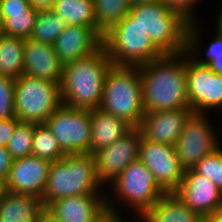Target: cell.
Returning <instances> with one entry per match:
<instances>
[{
	"mask_svg": "<svg viewBox=\"0 0 222 222\" xmlns=\"http://www.w3.org/2000/svg\"><path fill=\"white\" fill-rule=\"evenodd\" d=\"M145 113L190 109L187 96V53L164 54L138 66Z\"/></svg>",
	"mask_w": 222,
	"mask_h": 222,
	"instance_id": "1",
	"label": "cell"
},
{
	"mask_svg": "<svg viewBox=\"0 0 222 222\" xmlns=\"http://www.w3.org/2000/svg\"><path fill=\"white\" fill-rule=\"evenodd\" d=\"M112 66L103 46L86 58L63 65L60 82L63 105L85 110L99 108L104 81Z\"/></svg>",
	"mask_w": 222,
	"mask_h": 222,
	"instance_id": "2",
	"label": "cell"
},
{
	"mask_svg": "<svg viewBox=\"0 0 222 222\" xmlns=\"http://www.w3.org/2000/svg\"><path fill=\"white\" fill-rule=\"evenodd\" d=\"M104 189L97 176L93 155H65L51 162L42 203L47 208L53 201L64 197L106 194Z\"/></svg>",
	"mask_w": 222,
	"mask_h": 222,
	"instance_id": "3",
	"label": "cell"
},
{
	"mask_svg": "<svg viewBox=\"0 0 222 222\" xmlns=\"http://www.w3.org/2000/svg\"><path fill=\"white\" fill-rule=\"evenodd\" d=\"M107 189L111 194L106 191L107 210L120 214L121 208H127L125 210L138 217L137 221L166 194L140 160L130 163Z\"/></svg>",
	"mask_w": 222,
	"mask_h": 222,
	"instance_id": "4",
	"label": "cell"
},
{
	"mask_svg": "<svg viewBox=\"0 0 222 222\" xmlns=\"http://www.w3.org/2000/svg\"><path fill=\"white\" fill-rule=\"evenodd\" d=\"M99 109L138 127L145 111L139 67L112 66L103 87Z\"/></svg>",
	"mask_w": 222,
	"mask_h": 222,
	"instance_id": "5",
	"label": "cell"
},
{
	"mask_svg": "<svg viewBox=\"0 0 222 222\" xmlns=\"http://www.w3.org/2000/svg\"><path fill=\"white\" fill-rule=\"evenodd\" d=\"M129 14L163 54L186 51L189 21L179 12L169 9L161 0L131 6Z\"/></svg>",
	"mask_w": 222,
	"mask_h": 222,
	"instance_id": "6",
	"label": "cell"
},
{
	"mask_svg": "<svg viewBox=\"0 0 222 222\" xmlns=\"http://www.w3.org/2000/svg\"><path fill=\"white\" fill-rule=\"evenodd\" d=\"M102 41L113 66L138 67L164 55L129 13L104 33Z\"/></svg>",
	"mask_w": 222,
	"mask_h": 222,
	"instance_id": "7",
	"label": "cell"
},
{
	"mask_svg": "<svg viewBox=\"0 0 222 222\" xmlns=\"http://www.w3.org/2000/svg\"><path fill=\"white\" fill-rule=\"evenodd\" d=\"M62 105L60 83L27 75L15 80L14 113L20 122L45 124Z\"/></svg>",
	"mask_w": 222,
	"mask_h": 222,
	"instance_id": "8",
	"label": "cell"
},
{
	"mask_svg": "<svg viewBox=\"0 0 222 222\" xmlns=\"http://www.w3.org/2000/svg\"><path fill=\"white\" fill-rule=\"evenodd\" d=\"M45 124L65 155L90 154V110L62 105L48 117Z\"/></svg>",
	"mask_w": 222,
	"mask_h": 222,
	"instance_id": "9",
	"label": "cell"
},
{
	"mask_svg": "<svg viewBox=\"0 0 222 222\" xmlns=\"http://www.w3.org/2000/svg\"><path fill=\"white\" fill-rule=\"evenodd\" d=\"M209 117L204 113H192L174 145L180 165L185 171L192 169L198 161L222 146Z\"/></svg>",
	"mask_w": 222,
	"mask_h": 222,
	"instance_id": "10",
	"label": "cell"
},
{
	"mask_svg": "<svg viewBox=\"0 0 222 222\" xmlns=\"http://www.w3.org/2000/svg\"><path fill=\"white\" fill-rule=\"evenodd\" d=\"M186 81L193 113L209 115L210 110L222 111V74L215 73L207 65L196 64L187 55Z\"/></svg>",
	"mask_w": 222,
	"mask_h": 222,
	"instance_id": "11",
	"label": "cell"
},
{
	"mask_svg": "<svg viewBox=\"0 0 222 222\" xmlns=\"http://www.w3.org/2000/svg\"><path fill=\"white\" fill-rule=\"evenodd\" d=\"M142 134L133 127L127 134L111 145L95 152L97 176L106 188L132 162L139 160Z\"/></svg>",
	"mask_w": 222,
	"mask_h": 222,
	"instance_id": "12",
	"label": "cell"
},
{
	"mask_svg": "<svg viewBox=\"0 0 222 222\" xmlns=\"http://www.w3.org/2000/svg\"><path fill=\"white\" fill-rule=\"evenodd\" d=\"M139 160L166 193H173L182 182L185 170L180 165L174 146L142 138Z\"/></svg>",
	"mask_w": 222,
	"mask_h": 222,
	"instance_id": "13",
	"label": "cell"
},
{
	"mask_svg": "<svg viewBox=\"0 0 222 222\" xmlns=\"http://www.w3.org/2000/svg\"><path fill=\"white\" fill-rule=\"evenodd\" d=\"M51 162L33 155L14 159L2 189L19 194L43 197Z\"/></svg>",
	"mask_w": 222,
	"mask_h": 222,
	"instance_id": "14",
	"label": "cell"
},
{
	"mask_svg": "<svg viewBox=\"0 0 222 222\" xmlns=\"http://www.w3.org/2000/svg\"><path fill=\"white\" fill-rule=\"evenodd\" d=\"M173 193L202 218L222 206V191L192 169L184 172L182 182Z\"/></svg>",
	"mask_w": 222,
	"mask_h": 222,
	"instance_id": "15",
	"label": "cell"
},
{
	"mask_svg": "<svg viewBox=\"0 0 222 222\" xmlns=\"http://www.w3.org/2000/svg\"><path fill=\"white\" fill-rule=\"evenodd\" d=\"M103 35L96 29L82 25H67L53 44L63 65L86 58L103 45Z\"/></svg>",
	"mask_w": 222,
	"mask_h": 222,
	"instance_id": "16",
	"label": "cell"
},
{
	"mask_svg": "<svg viewBox=\"0 0 222 222\" xmlns=\"http://www.w3.org/2000/svg\"><path fill=\"white\" fill-rule=\"evenodd\" d=\"M192 113L191 109L147 112L138 128L143 139L174 146Z\"/></svg>",
	"mask_w": 222,
	"mask_h": 222,
	"instance_id": "17",
	"label": "cell"
},
{
	"mask_svg": "<svg viewBox=\"0 0 222 222\" xmlns=\"http://www.w3.org/2000/svg\"><path fill=\"white\" fill-rule=\"evenodd\" d=\"M105 195L64 197L53 201L46 209L63 222H98L108 211Z\"/></svg>",
	"mask_w": 222,
	"mask_h": 222,
	"instance_id": "18",
	"label": "cell"
},
{
	"mask_svg": "<svg viewBox=\"0 0 222 222\" xmlns=\"http://www.w3.org/2000/svg\"><path fill=\"white\" fill-rule=\"evenodd\" d=\"M63 64L53 45L25 39L23 75L60 83Z\"/></svg>",
	"mask_w": 222,
	"mask_h": 222,
	"instance_id": "19",
	"label": "cell"
},
{
	"mask_svg": "<svg viewBox=\"0 0 222 222\" xmlns=\"http://www.w3.org/2000/svg\"><path fill=\"white\" fill-rule=\"evenodd\" d=\"M44 209L41 198L0 189V222H38Z\"/></svg>",
	"mask_w": 222,
	"mask_h": 222,
	"instance_id": "20",
	"label": "cell"
},
{
	"mask_svg": "<svg viewBox=\"0 0 222 222\" xmlns=\"http://www.w3.org/2000/svg\"><path fill=\"white\" fill-rule=\"evenodd\" d=\"M91 144L90 154L111 145L127 134L133 127L113 114L103 112L99 108L90 110Z\"/></svg>",
	"mask_w": 222,
	"mask_h": 222,
	"instance_id": "21",
	"label": "cell"
},
{
	"mask_svg": "<svg viewBox=\"0 0 222 222\" xmlns=\"http://www.w3.org/2000/svg\"><path fill=\"white\" fill-rule=\"evenodd\" d=\"M201 219L202 217L174 193H166L139 220L141 222H200Z\"/></svg>",
	"mask_w": 222,
	"mask_h": 222,
	"instance_id": "22",
	"label": "cell"
},
{
	"mask_svg": "<svg viewBox=\"0 0 222 222\" xmlns=\"http://www.w3.org/2000/svg\"><path fill=\"white\" fill-rule=\"evenodd\" d=\"M24 38L0 34V75L16 80L23 75Z\"/></svg>",
	"mask_w": 222,
	"mask_h": 222,
	"instance_id": "23",
	"label": "cell"
},
{
	"mask_svg": "<svg viewBox=\"0 0 222 222\" xmlns=\"http://www.w3.org/2000/svg\"><path fill=\"white\" fill-rule=\"evenodd\" d=\"M50 9L67 25L96 28L93 0H56Z\"/></svg>",
	"mask_w": 222,
	"mask_h": 222,
	"instance_id": "24",
	"label": "cell"
},
{
	"mask_svg": "<svg viewBox=\"0 0 222 222\" xmlns=\"http://www.w3.org/2000/svg\"><path fill=\"white\" fill-rule=\"evenodd\" d=\"M199 24V21L189 22L185 52L196 64L208 66L213 61V55L222 54V36L215 32V37H212L214 39L210 42V44L208 43L205 48V52L201 51L204 47L202 48V28L199 27ZM201 52L205 53V55Z\"/></svg>",
	"mask_w": 222,
	"mask_h": 222,
	"instance_id": "25",
	"label": "cell"
},
{
	"mask_svg": "<svg viewBox=\"0 0 222 222\" xmlns=\"http://www.w3.org/2000/svg\"><path fill=\"white\" fill-rule=\"evenodd\" d=\"M96 29L104 35L130 12L129 0H93Z\"/></svg>",
	"mask_w": 222,
	"mask_h": 222,
	"instance_id": "26",
	"label": "cell"
},
{
	"mask_svg": "<svg viewBox=\"0 0 222 222\" xmlns=\"http://www.w3.org/2000/svg\"><path fill=\"white\" fill-rule=\"evenodd\" d=\"M66 26V22L50 8L39 9L29 39L53 45Z\"/></svg>",
	"mask_w": 222,
	"mask_h": 222,
	"instance_id": "27",
	"label": "cell"
},
{
	"mask_svg": "<svg viewBox=\"0 0 222 222\" xmlns=\"http://www.w3.org/2000/svg\"><path fill=\"white\" fill-rule=\"evenodd\" d=\"M31 155L50 162H55L65 156L56 137L46 124L35 125Z\"/></svg>",
	"mask_w": 222,
	"mask_h": 222,
	"instance_id": "28",
	"label": "cell"
},
{
	"mask_svg": "<svg viewBox=\"0 0 222 222\" xmlns=\"http://www.w3.org/2000/svg\"><path fill=\"white\" fill-rule=\"evenodd\" d=\"M38 11V8L30 6L25 12L9 13V17H2V34L28 39L33 31Z\"/></svg>",
	"mask_w": 222,
	"mask_h": 222,
	"instance_id": "29",
	"label": "cell"
},
{
	"mask_svg": "<svg viewBox=\"0 0 222 222\" xmlns=\"http://www.w3.org/2000/svg\"><path fill=\"white\" fill-rule=\"evenodd\" d=\"M35 125V123L28 122H19L17 124L9 143L6 145V149L13 159L31 155Z\"/></svg>",
	"mask_w": 222,
	"mask_h": 222,
	"instance_id": "30",
	"label": "cell"
},
{
	"mask_svg": "<svg viewBox=\"0 0 222 222\" xmlns=\"http://www.w3.org/2000/svg\"><path fill=\"white\" fill-rule=\"evenodd\" d=\"M192 170L207 177L222 191V146L198 161Z\"/></svg>",
	"mask_w": 222,
	"mask_h": 222,
	"instance_id": "31",
	"label": "cell"
},
{
	"mask_svg": "<svg viewBox=\"0 0 222 222\" xmlns=\"http://www.w3.org/2000/svg\"><path fill=\"white\" fill-rule=\"evenodd\" d=\"M15 80L0 75V120L14 118Z\"/></svg>",
	"mask_w": 222,
	"mask_h": 222,
	"instance_id": "32",
	"label": "cell"
},
{
	"mask_svg": "<svg viewBox=\"0 0 222 222\" xmlns=\"http://www.w3.org/2000/svg\"><path fill=\"white\" fill-rule=\"evenodd\" d=\"M169 9L179 12L189 22H196L195 14L199 0H161Z\"/></svg>",
	"mask_w": 222,
	"mask_h": 222,
	"instance_id": "33",
	"label": "cell"
},
{
	"mask_svg": "<svg viewBox=\"0 0 222 222\" xmlns=\"http://www.w3.org/2000/svg\"><path fill=\"white\" fill-rule=\"evenodd\" d=\"M2 17L9 13L25 12L31 5L29 0H0Z\"/></svg>",
	"mask_w": 222,
	"mask_h": 222,
	"instance_id": "34",
	"label": "cell"
},
{
	"mask_svg": "<svg viewBox=\"0 0 222 222\" xmlns=\"http://www.w3.org/2000/svg\"><path fill=\"white\" fill-rule=\"evenodd\" d=\"M19 122L20 121L16 117L0 120V146L6 147Z\"/></svg>",
	"mask_w": 222,
	"mask_h": 222,
	"instance_id": "35",
	"label": "cell"
},
{
	"mask_svg": "<svg viewBox=\"0 0 222 222\" xmlns=\"http://www.w3.org/2000/svg\"><path fill=\"white\" fill-rule=\"evenodd\" d=\"M13 158L6 149V147L0 146V185L2 186L8 178Z\"/></svg>",
	"mask_w": 222,
	"mask_h": 222,
	"instance_id": "36",
	"label": "cell"
},
{
	"mask_svg": "<svg viewBox=\"0 0 222 222\" xmlns=\"http://www.w3.org/2000/svg\"><path fill=\"white\" fill-rule=\"evenodd\" d=\"M121 214L122 211L120 214L107 211L98 222H126L124 221V216H122Z\"/></svg>",
	"mask_w": 222,
	"mask_h": 222,
	"instance_id": "37",
	"label": "cell"
},
{
	"mask_svg": "<svg viewBox=\"0 0 222 222\" xmlns=\"http://www.w3.org/2000/svg\"><path fill=\"white\" fill-rule=\"evenodd\" d=\"M208 67L217 74H222V54L213 55V61Z\"/></svg>",
	"mask_w": 222,
	"mask_h": 222,
	"instance_id": "38",
	"label": "cell"
},
{
	"mask_svg": "<svg viewBox=\"0 0 222 222\" xmlns=\"http://www.w3.org/2000/svg\"><path fill=\"white\" fill-rule=\"evenodd\" d=\"M206 222H222V206L203 218Z\"/></svg>",
	"mask_w": 222,
	"mask_h": 222,
	"instance_id": "39",
	"label": "cell"
},
{
	"mask_svg": "<svg viewBox=\"0 0 222 222\" xmlns=\"http://www.w3.org/2000/svg\"><path fill=\"white\" fill-rule=\"evenodd\" d=\"M30 5L38 9L51 8L56 0H29Z\"/></svg>",
	"mask_w": 222,
	"mask_h": 222,
	"instance_id": "40",
	"label": "cell"
},
{
	"mask_svg": "<svg viewBox=\"0 0 222 222\" xmlns=\"http://www.w3.org/2000/svg\"><path fill=\"white\" fill-rule=\"evenodd\" d=\"M38 222H63L56 218L52 213H50L46 208L41 212Z\"/></svg>",
	"mask_w": 222,
	"mask_h": 222,
	"instance_id": "41",
	"label": "cell"
},
{
	"mask_svg": "<svg viewBox=\"0 0 222 222\" xmlns=\"http://www.w3.org/2000/svg\"><path fill=\"white\" fill-rule=\"evenodd\" d=\"M220 10H218L216 13H218V17L217 18V23H216V32L222 36V0H221V3H220Z\"/></svg>",
	"mask_w": 222,
	"mask_h": 222,
	"instance_id": "42",
	"label": "cell"
},
{
	"mask_svg": "<svg viewBox=\"0 0 222 222\" xmlns=\"http://www.w3.org/2000/svg\"><path fill=\"white\" fill-rule=\"evenodd\" d=\"M160 0H129L131 6L144 5L148 3L158 2Z\"/></svg>",
	"mask_w": 222,
	"mask_h": 222,
	"instance_id": "43",
	"label": "cell"
},
{
	"mask_svg": "<svg viewBox=\"0 0 222 222\" xmlns=\"http://www.w3.org/2000/svg\"><path fill=\"white\" fill-rule=\"evenodd\" d=\"M2 29H3V18H2L1 6H0V34H2Z\"/></svg>",
	"mask_w": 222,
	"mask_h": 222,
	"instance_id": "44",
	"label": "cell"
}]
</instances>
